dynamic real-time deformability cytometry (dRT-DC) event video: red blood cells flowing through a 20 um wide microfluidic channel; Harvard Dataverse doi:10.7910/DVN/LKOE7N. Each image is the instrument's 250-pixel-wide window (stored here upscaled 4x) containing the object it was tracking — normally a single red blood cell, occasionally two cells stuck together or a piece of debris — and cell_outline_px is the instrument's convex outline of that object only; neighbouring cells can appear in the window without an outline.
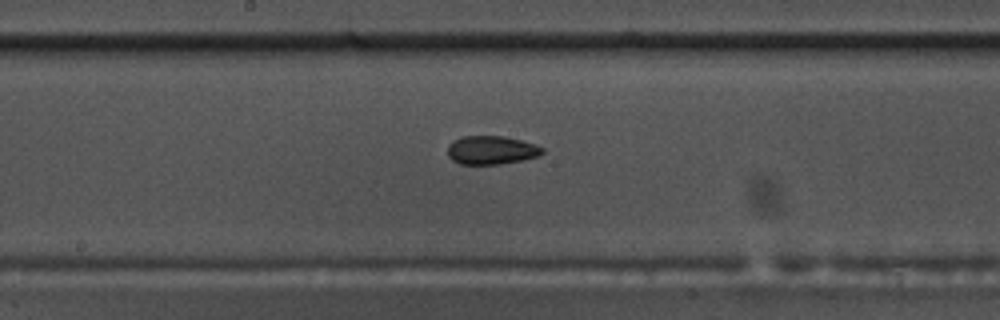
{"species": "common noctule bat (a hibernating species)", "species_latin": "Nyctalus noctula", "temperature_condition": "warm", "stored_images_in_passage": 38, "camera_frame_rate_fps": 3000, "um_per_image_px": 0.085, "animal": {"sex": "male", "body_mass_g": 17.5, "forearm_length_mm": 52.3}, "frame": {"image": 1, "passage_image": 19, "time_ms": 6.0, "image_size_px": [1000, 320], "cell_outline_px": [[544, 152], [540, 156], [524, 160], [500, 164], [460, 164], [452, 160], [448, 156], [448, 144], [452, 140], [464, 136], [504, 136], [536, 144], [544, 148]], "centroid_in_image_um": [41.78, 12.76], "position_along_channel_um": 206.4, "area_um2": 15.95}}
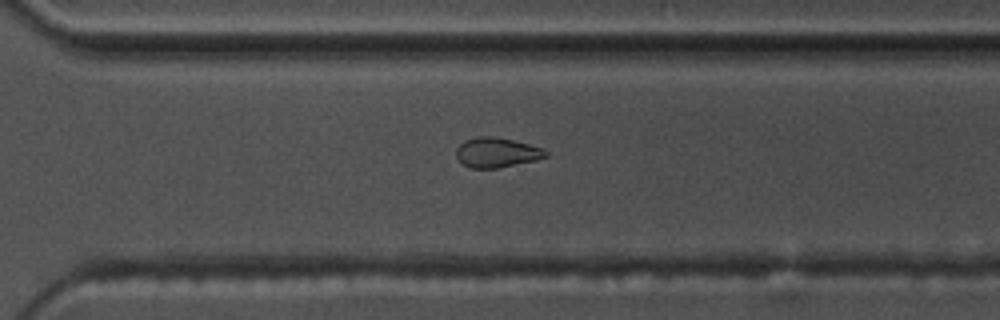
{"frame": {"image": 2, "passage_image": 29, "time_ms": 9.333, "image_size_px": [1000, 320], "cell_outline_px": [[548, 156], [536, 160], [496, 168], [472, 168], [464, 164], [456, 156], [456, 148], [464, 140], [476, 136], [492, 136], [512, 140], [528, 144], [540, 148], [548, 152]], "centroid_in_image_um": [42.2, 12.95], "position_along_channel_um": 328.4, "area_um2": 15.37}}
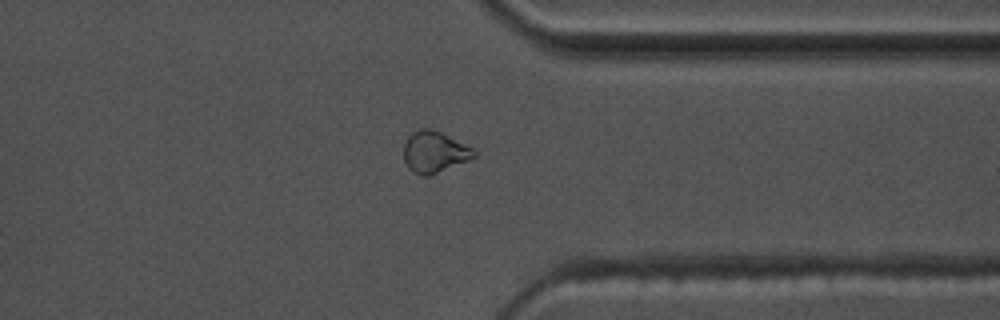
{"frame": {"image": 3, "passage_image": 33, "time_ms": 10.667, "image_size_px": [1000, 320], "cell_outline_px": [[476, 156], [468, 160], [428, 176], [420, 176], [412, 172], [408, 168], [404, 160], [404, 144], [408, 136], [412, 132], [420, 128], [428, 128], [440, 132], [472, 148], [476, 152]], "centroid_in_image_um": [36.88, 12.92], "position_along_channel_um": 374.5, "area_um2": 16.76}, "authors_computed_cell_mechanics": {"area_um2": 15.9528, "velocity_mm_per_s": 3.6628, "shape_relaxation_time_tau1_ms": null, "shape_relaxation_time_tau2_ms": 2.6318, "deformation_change_tau1": null, "deformation_change_tau2": 0.0816}}